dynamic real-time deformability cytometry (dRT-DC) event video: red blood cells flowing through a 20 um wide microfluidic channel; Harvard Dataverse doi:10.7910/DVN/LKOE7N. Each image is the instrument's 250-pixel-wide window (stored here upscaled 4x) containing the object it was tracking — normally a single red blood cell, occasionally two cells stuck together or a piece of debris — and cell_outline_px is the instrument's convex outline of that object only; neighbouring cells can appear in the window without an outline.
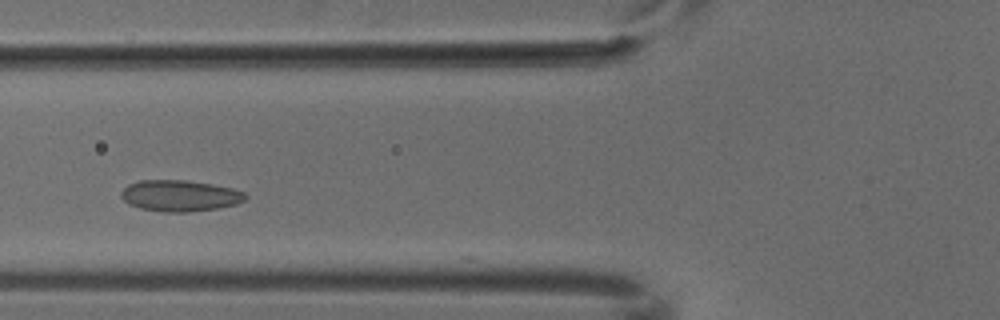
{"species": "common noctule bat (a hibernating species)", "species_latin": "Nyctalus noctula", "temperature_condition": "cold", "stored_images_in_passage": 3, "camera_frame_rate_fps": 3000, "um_per_image_px": 0.085, "animal": {"sex": "male", "body_mass_g": 18.8}, "frame": {"image": 1, "passage_image": 3, "time_ms": 0.667, "image_size_px": [1000, 320], "cell_outline_px": [[248, 196], [244, 200], [236, 204], [220, 208], [188, 212], [160, 212], [140, 208], [128, 204], [120, 196], [120, 192], [128, 184], [140, 180], [184, 180], [212, 184], [232, 188], [244, 192]], "centroid_in_image_um": [15.27, 16.64], "position_along_channel_um": 110.5, "area_um2": 22.77}}